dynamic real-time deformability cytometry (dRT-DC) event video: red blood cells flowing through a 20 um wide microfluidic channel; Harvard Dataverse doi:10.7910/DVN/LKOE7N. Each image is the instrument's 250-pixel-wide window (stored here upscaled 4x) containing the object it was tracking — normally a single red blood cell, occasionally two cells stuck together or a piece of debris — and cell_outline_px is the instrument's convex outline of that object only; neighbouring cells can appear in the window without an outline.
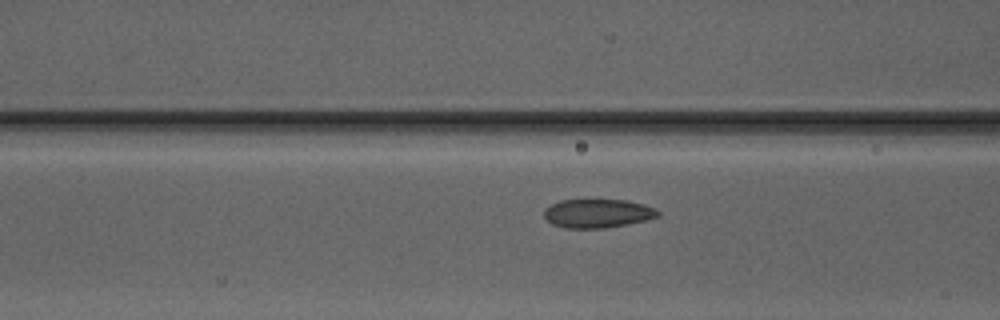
{"species": "Egyptian fruit bat (a non-hibernating species)", "species_latin": "Rousettus aegyptiacus", "temperature_condition": "warm", "stored_images_in_passage": 35, "camera_frame_rate_fps": 3000, "um_per_image_px": 0.085, "animal": {"sex": "male"}, "frame": {"image": 1, "passage_image": 14, "time_ms": 4.333, "image_size_px": [1000, 320], "cell_outline_px": [[660, 216], [628, 224], [604, 228], [564, 228], [552, 224], [544, 216], [544, 208], [560, 200], [628, 200], [644, 204], [656, 208], [660, 212]], "centroid_in_image_um": [50.81, 18.13], "position_along_channel_um": 115.8, "area_um2": 19.13}}
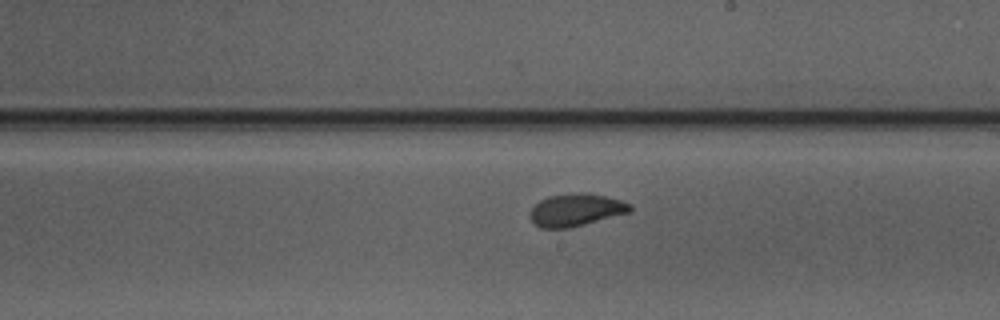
{"frame": {"image": 2, "passage_image": 23, "time_ms": 7.333, "image_size_px": [1000, 320], "cell_outline_px": [[632, 212], [568, 228], [540, 228], [528, 216], [528, 212], [540, 200], [548, 196], [580, 192], [584, 192], [604, 196], [620, 200], [632, 204]], "centroid_in_image_um": [48.95, 17.84], "position_along_channel_um": 240.0, "area_um2": 18.96}}
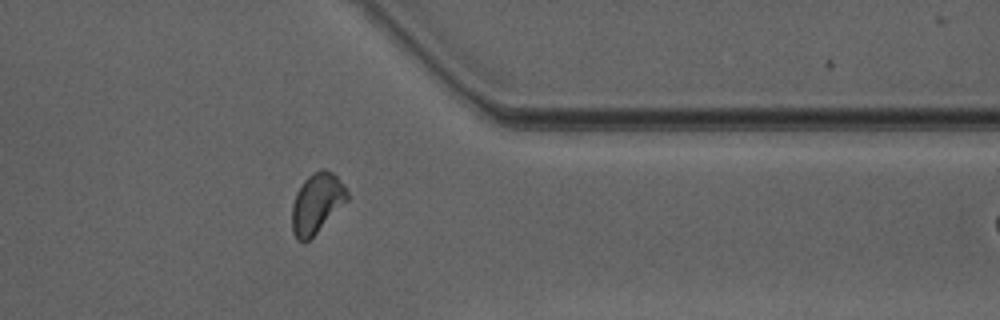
{"frame": {"image": 3, "passage_image": 34, "time_ms": 11.0, "image_size_px": [1000, 320], "cell_outline_px": [[348, 200], [304, 244], [296, 240], [292, 232], [292, 204], [296, 192], [304, 180], [312, 172], [320, 168], [324, 168], [332, 172], [344, 184], [348, 192]], "centroid_in_image_um": [26.91, 17.26], "position_along_channel_um": 384.5, "area_um2": 19.36}}